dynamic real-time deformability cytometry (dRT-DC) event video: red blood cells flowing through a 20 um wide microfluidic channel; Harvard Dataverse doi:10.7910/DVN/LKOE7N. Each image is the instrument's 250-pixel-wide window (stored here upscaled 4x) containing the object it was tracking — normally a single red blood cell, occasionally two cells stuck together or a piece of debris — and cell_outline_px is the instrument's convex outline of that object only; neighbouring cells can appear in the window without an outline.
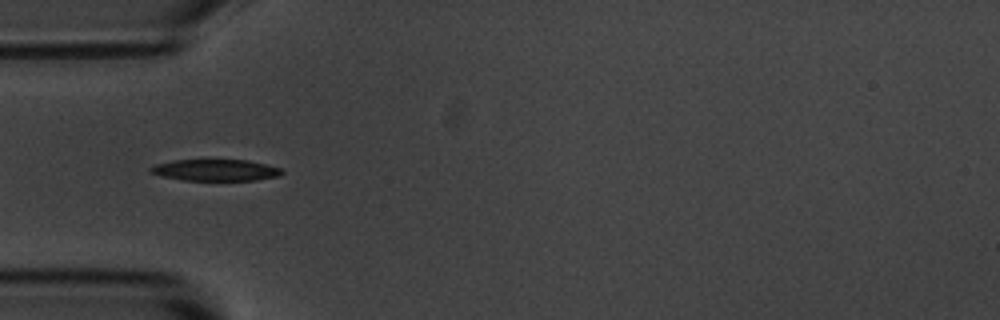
{"species": "common noctule bat (a hibernating species)", "species_latin": "Nyctalus noctula", "temperature_condition": "room temperature", "stored_images_in_passage": 7, "camera_frame_rate_fps": 3000, "um_per_image_px": 0.085, "animal": {"sex": "male", "body_mass_g": 20.1, "forearm_length_mm": 53.5}, "frame": {"image": 1, "passage_image": 2, "time_ms": 1.333, "image_size_px": [1000, 320], "cell_outline_px": [[284, 172], [280, 176], [256, 180], [184, 180], [160, 176], [148, 172], [148, 168], [156, 164], [172, 160], [248, 160], [280, 168]], "centroid_in_image_um": [18.28, 14.46], "position_along_channel_um": 66.7, "area_um2": 16.47}}
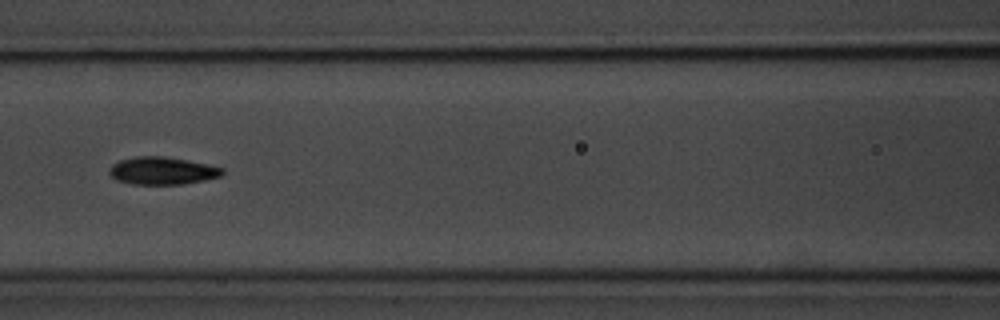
{"frame": {"image": 2, "passage_image": 4, "time_ms": 3.667, "image_size_px": [1000, 320], "cell_outline_px": [[224, 172], [220, 176], [204, 180], [184, 184], [132, 184], [116, 180], [108, 172], [112, 164], [120, 160], [136, 156], [164, 156], [208, 164], [224, 168]], "centroid_in_image_um": [13.79, 14.51], "position_along_channel_um": 152.8, "area_um2": 18.15}}
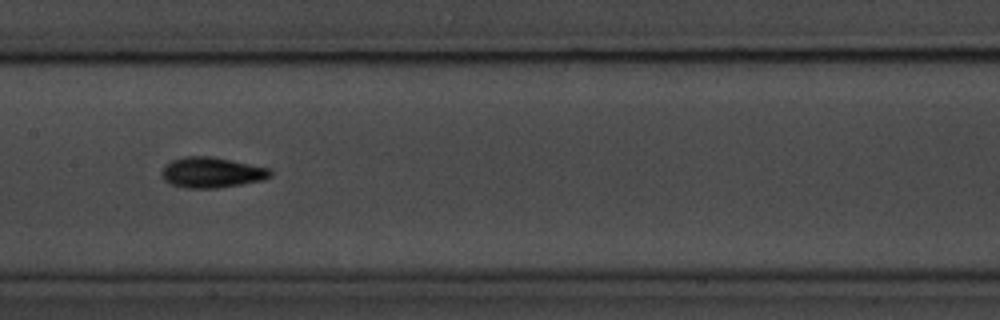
{"frame": {"image": 3, "passage_image": 5, "time_ms": 4.667, "image_size_px": [1000, 320], "cell_outline_px": [[272, 176], [264, 180], [216, 188], [184, 188], [168, 184], [164, 180], [160, 172], [164, 164], [172, 160], [184, 156], [212, 156], [272, 168]], "centroid_in_image_um": [17.98, 14.65], "position_along_channel_um": 189.4, "area_um2": 19.71}}